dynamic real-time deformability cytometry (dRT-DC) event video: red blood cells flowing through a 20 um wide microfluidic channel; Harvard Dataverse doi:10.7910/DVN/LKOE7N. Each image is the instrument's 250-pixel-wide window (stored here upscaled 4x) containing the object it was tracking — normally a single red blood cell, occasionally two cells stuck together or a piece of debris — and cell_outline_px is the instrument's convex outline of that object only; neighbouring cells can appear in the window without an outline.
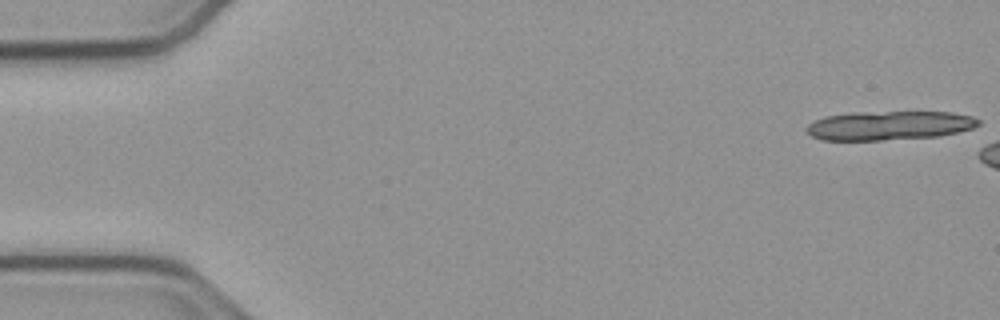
{"species": "common noctule bat (a hibernating species)", "species_latin": "Nyctalus noctula", "temperature_condition": "cold", "stored_images_in_passage": 8, "camera_frame_rate_fps": 3000, "um_per_image_px": 0.085, "animal": {"sex": "male", "body_mass_g": 23.1, "forearm_length_mm": 52.7}, "frame": {"image": 1, "passage_image": 1, "time_ms": 0.0, "image_size_px": [1000, 320], "cell_outline_px": [[980, 124], [972, 128], [940, 136], [884, 140], [820, 140], [812, 136], [804, 128], [808, 124], [824, 116], [856, 112], [952, 112], [972, 116], [980, 120]], "centroid_in_image_um": [75.57, 10.67], "position_along_channel_um": 9.4, "area_um2": 29.13}}